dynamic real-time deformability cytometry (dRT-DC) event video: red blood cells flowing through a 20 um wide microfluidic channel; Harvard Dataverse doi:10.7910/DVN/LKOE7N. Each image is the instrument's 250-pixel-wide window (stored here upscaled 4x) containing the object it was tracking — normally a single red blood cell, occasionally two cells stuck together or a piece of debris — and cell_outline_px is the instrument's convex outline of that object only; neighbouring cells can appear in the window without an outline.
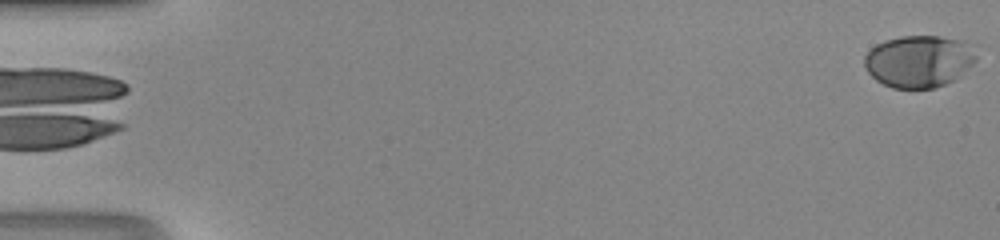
{"species": "human", "species_latin": "Homo sapiens", "temperature_condition": "room temperature", "stored_images_in_passage": 17, "camera_frame_rate_fps": 3000, "um_per_image_px": 0.085, "donor": {"sex": "male"}, "frame": {"image": 1, "passage_image": 1, "time_ms": 0.0, "image_size_px": [1000, 240], "cell_outline_px": [[976, 60], [972, 64], [952, 80], [944, 84], [932, 88], [892, 88], [876, 80], [868, 72], [864, 64], [864, 56], [876, 44], [884, 40], [900, 36], [940, 36], [960, 40], [976, 56]], "centroid_in_image_um": [78.03, 5.2], "position_along_channel_um": 7.0, "area_um2": 33.29}}
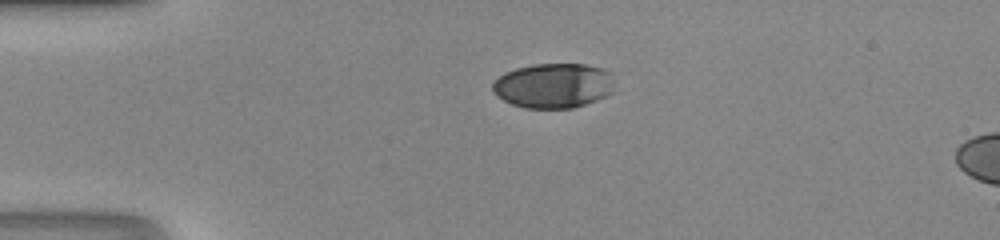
{"frame": {"image": 2, "passage_image": 13, "time_ms": 4.0, "image_size_px": [1000, 240], "cell_outline_px": [[612, 92], [608, 96], [572, 108], [524, 108], [512, 104], [496, 96], [492, 92], [492, 84], [504, 72], [516, 68], [532, 64], [584, 64], [604, 68], [612, 72]], "centroid_in_image_um": [47.04, 7.27], "position_along_channel_um": 38.0, "area_um2": 32.08}}